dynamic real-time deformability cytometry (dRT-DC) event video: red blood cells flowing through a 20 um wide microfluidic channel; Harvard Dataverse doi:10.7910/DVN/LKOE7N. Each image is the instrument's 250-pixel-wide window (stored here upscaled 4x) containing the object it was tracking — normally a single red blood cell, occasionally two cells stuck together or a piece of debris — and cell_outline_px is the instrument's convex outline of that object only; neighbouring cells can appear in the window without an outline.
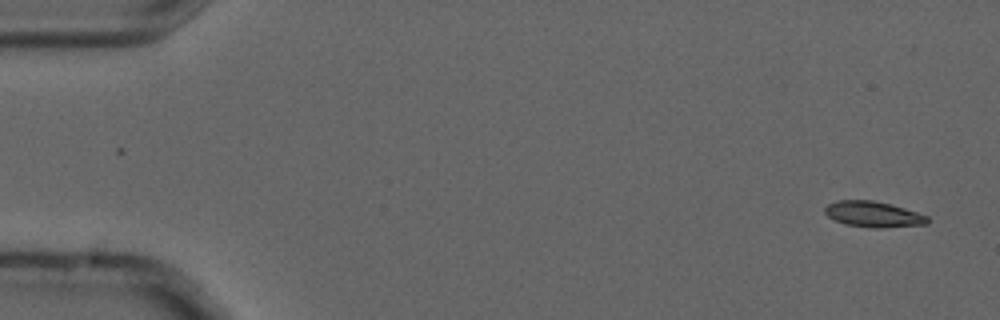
{"species": "common noctule bat (a hibernating species)", "species_latin": "Nyctalus noctula", "temperature_condition": "cold", "stored_images_in_passage": 5, "camera_frame_rate_fps": 3000, "um_per_image_px": 0.085, "animal": {"sex": "male", "forearm_length_mm": 52.5}, "frame": {"image": 1, "passage_image": 1, "time_ms": 0.0, "image_size_px": [1000, 320], "cell_outline_px": [[928, 224], [880, 228], [872, 228], [844, 224], [828, 216], [824, 212], [824, 208], [828, 204], [836, 200], [872, 200], [904, 208], [928, 216]], "centroid_in_image_um": [74.21, 18.21], "position_along_channel_um": 10.8, "area_um2": 15.32}}
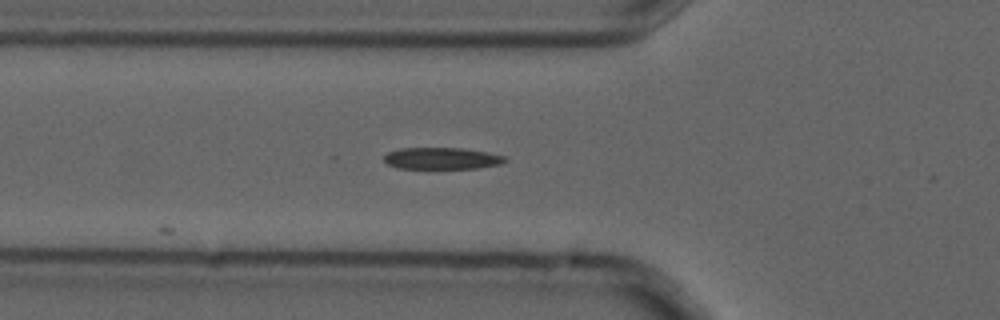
{"frame": {"image": 2, "passage_image": 5, "time_ms": 1.333, "image_size_px": [1000, 320], "cell_outline_px": [[508, 160], [500, 164], [480, 168], [400, 168], [388, 164], [384, 160], [384, 156], [388, 152], [400, 148], [464, 148], [488, 152], [504, 156]], "centroid_in_image_um": [37.58, 13.45], "position_along_channel_um": 88.2, "area_um2": 15.26}}